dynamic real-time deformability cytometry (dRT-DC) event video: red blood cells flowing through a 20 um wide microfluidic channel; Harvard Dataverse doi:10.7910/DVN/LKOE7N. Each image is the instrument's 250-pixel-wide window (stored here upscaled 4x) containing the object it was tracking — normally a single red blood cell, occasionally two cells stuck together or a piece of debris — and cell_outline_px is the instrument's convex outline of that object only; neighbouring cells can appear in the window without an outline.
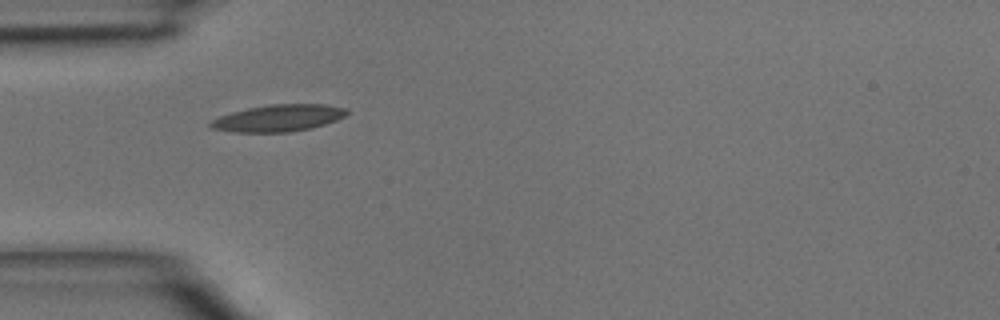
{"species": "common noctule bat (a hibernating species)", "species_latin": "Nyctalus noctula", "temperature_condition": "room temperature", "stored_images_in_passage": 1, "camera_frame_rate_fps": 3000, "um_per_image_px": 0.085, "animal": {"sex": "male", "body_mass_g": 15.6}, "frame": {"image": 1, "passage_image": 1, "time_ms": 0.0, "image_size_px": [1000, 320], "cell_outline_px": [[348, 112], [344, 116], [336, 120], [312, 128], [288, 132], [232, 132], [212, 128], [208, 124], [212, 120], [220, 116], [232, 112], [248, 108], [272, 104], [324, 104], [344, 108]], "centroid_in_image_um": [23.65, 10.04], "position_along_channel_um": 61.4, "area_um2": 21.1}}